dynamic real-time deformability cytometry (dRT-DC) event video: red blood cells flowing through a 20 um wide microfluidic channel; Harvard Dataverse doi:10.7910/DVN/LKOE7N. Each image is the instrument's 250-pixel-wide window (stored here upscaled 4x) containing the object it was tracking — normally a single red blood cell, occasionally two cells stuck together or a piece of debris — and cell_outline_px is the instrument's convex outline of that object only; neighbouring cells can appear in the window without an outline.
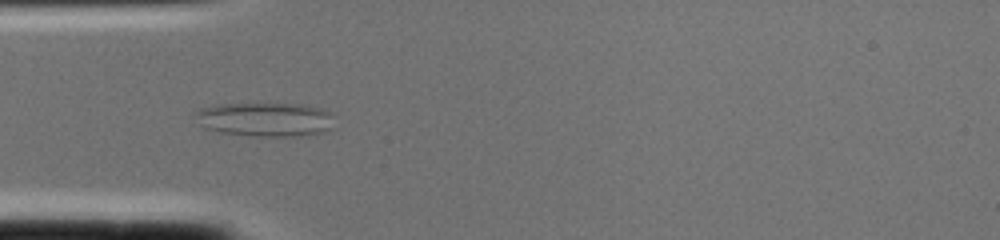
{"species": "common noctule bat (a hibernating species)", "species_latin": "Nyctalus noctula", "temperature_condition": "cold", "stored_images_in_passage": 2, "camera_frame_rate_fps": 3000, "um_per_image_px": 0.085, "animal": {"sex": "female", "body_mass_g": 22.0, "forearm_length_mm": 56.7}, "frame": {"image": 1, "passage_image": 2, "time_ms": 0.333, "image_size_px": [1000, 240], "cell_outline_px": [[332, 128], [324, 132], [300, 136], [252, 136], [220, 132], [204, 128], [192, 116], [200, 108], [216, 104], [300, 104], [320, 108], [328, 112]], "centroid_in_image_um": [22.46, 10.15], "position_along_channel_um": 62.5, "area_um2": 27.51}}